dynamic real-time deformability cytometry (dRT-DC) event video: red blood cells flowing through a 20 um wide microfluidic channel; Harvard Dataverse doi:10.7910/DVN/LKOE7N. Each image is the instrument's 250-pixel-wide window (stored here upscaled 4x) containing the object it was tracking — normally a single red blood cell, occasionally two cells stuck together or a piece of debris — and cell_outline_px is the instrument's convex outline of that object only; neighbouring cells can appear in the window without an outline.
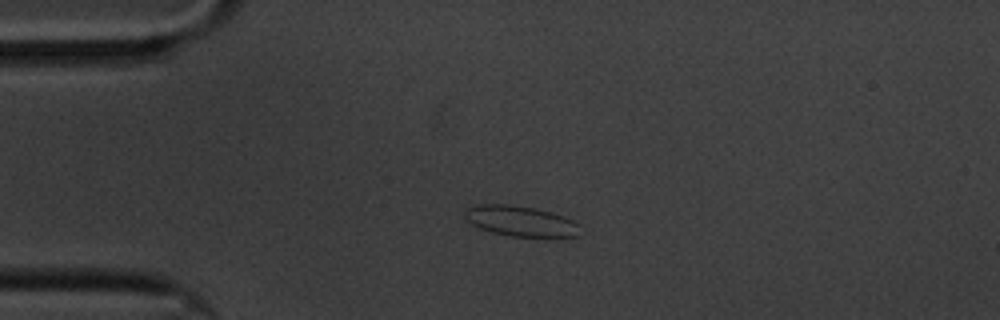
{"species": "common noctule bat (a hibernating species)", "species_latin": "Nyctalus noctula", "temperature_condition": "cold", "stored_images_in_passage": 47, "camera_frame_rate_fps": 3000, "um_per_image_px": 0.085, "animal": {"sex": "male", "body_mass_g": 20.1, "forearm_length_mm": 53.5}, "frame": {"image": 1, "passage_image": 1, "time_ms": 0.0, "image_size_px": [1000, 320], "cell_outline_px": [[580, 236], [512, 236], [492, 232], [480, 228], [472, 224], [464, 216], [464, 208], [480, 204], [508, 204], [532, 208], [552, 212], [572, 220], [580, 224]], "centroid_in_image_um": [44.24, 18.78], "position_along_channel_um": 40.8, "area_um2": 20.29}}
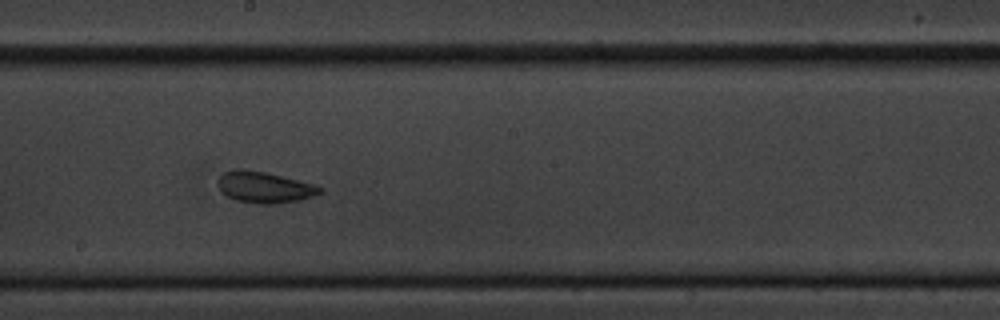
{"frame": {"image": 2, "passage_image": 20, "time_ms": 6.333, "image_size_px": [1000, 320], "cell_outline_px": [[324, 192], [300, 200], [280, 204], [260, 204], [236, 200], [220, 192], [216, 184], [216, 180], [224, 172], [236, 168], [244, 168], [264, 172], [316, 184], [324, 188]], "centroid_in_image_um": [22.47, 15.91], "position_along_channel_um": 225.7, "area_um2": 18.96}}
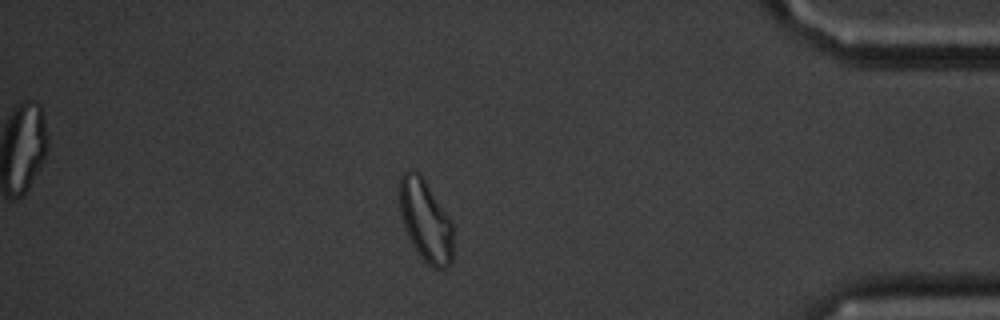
{"frame": {"image": 3, "passage_image": 39, "time_ms": 12.667, "image_size_px": [1000, 320], "cell_outline_px": [[452, 260], [448, 268], [432, 268], [420, 256], [404, 224], [400, 212], [400, 176], [408, 168], [416, 172], [424, 180], [452, 220]], "centroid_in_image_um": [36.2, 18.76], "position_along_channel_um": 399.0, "area_um2": 24.97}, "authors_computed_cell_mechanics": {"area_um2": 18.5538, "velocity_mm_per_s": 3.309, "shape_relaxation_time_tau1_ms": 6.9169, "shape_relaxation_time_tau2_ms": 2.7505, "deformation_change_tau1": 0.1227, "deformation_change_tau2": 0.0698}}